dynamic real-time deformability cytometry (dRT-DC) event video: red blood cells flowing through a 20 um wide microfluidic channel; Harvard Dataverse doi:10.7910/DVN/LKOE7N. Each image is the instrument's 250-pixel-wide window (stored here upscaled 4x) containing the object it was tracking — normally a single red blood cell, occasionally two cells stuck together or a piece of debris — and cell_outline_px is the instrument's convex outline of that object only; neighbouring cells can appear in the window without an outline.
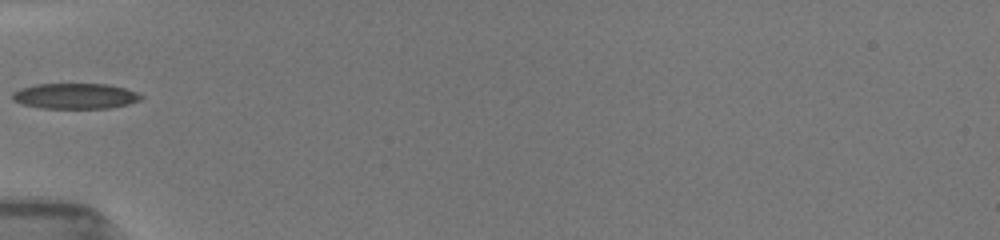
{"species": "common noctule bat (a hibernating species)", "species_latin": "Nyctalus noctula", "temperature_condition": "room temperature", "stored_images_in_passage": 24, "camera_frame_rate_fps": 3000, "um_per_image_px": 0.085, "animal": {"sex": "female", "body_mass_g": 19.5, "forearm_length_mm": 54.1}, "frame": {"image": 1, "passage_image": 1, "time_ms": 0.0, "image_size_px": [1000, 240], "cell_outline_px": [[144, 96], [140, 100], [128, 104], [108, 108], [44, 108], [24, 104], [12, 100], [12, 92], [20, 88], [36, 84], [108, 84], [124, 88], [136, 92]], "centroid_in_image_um": [6.39, 8.16], "position_along_channel_um": 78.6, "area_um2": 19.07}}
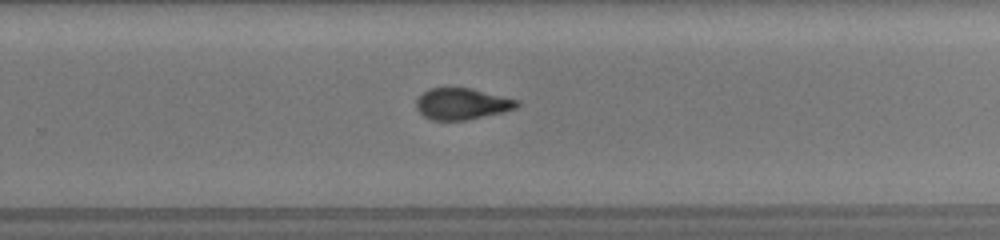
{"frame": {"image": 2, "passage_image": 15, "time_ms": 5.333, "image_size_px": [1000, 240], "cell_outline_px": [[520, 104], [512, 108], [500, 112], [464, 120], [432, 120], [424, 116], [416, 108], [416, 100], [428, 88], [472, 88], [520, 100]], "centroid_in_image_um": [39.24, 8.81], "position_along_channel_um": 290.6, "area_um2": 18.15}}
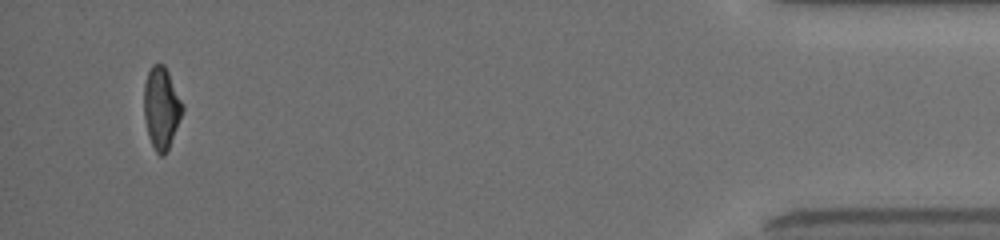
{"frame": {"image": 3, "passage_image": 24, "time_ms": 10.333, "image_size_px": [1000, 240], "cell_outline_px": [[184, 108], [168, 148], [164, 156], [160, 156], [156, 152], [148, 136], [144, 116], [144, 84], [148, 72], [152, 64], [164, 64], [184, 104]], "centroid_in_image_um": [13.71, 9.15], "position_along_channel_um": 421.5, "area_um2": 18.21}}